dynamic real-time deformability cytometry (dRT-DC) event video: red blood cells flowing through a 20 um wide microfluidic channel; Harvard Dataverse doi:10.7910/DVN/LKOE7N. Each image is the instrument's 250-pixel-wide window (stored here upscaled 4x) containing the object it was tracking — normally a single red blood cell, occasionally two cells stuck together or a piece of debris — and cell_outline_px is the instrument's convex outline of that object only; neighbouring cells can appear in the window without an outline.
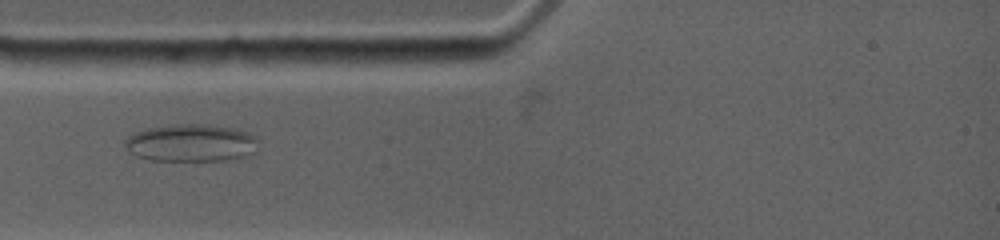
{"species": "common noctule bat (a hibernating species)", "species_latin": "Nyctalus noctula", "temperature_condition": "warm", "stored_images_in_passage": 9, "camera_frame_rate_fps": 4500, "um_per_image_px": 0.085, "animal": {"sex": "female", "body_mass_g": 19.0, "forearm_length_mm": 53.3}, "frame": {"image": 1, "passage_image": 5, "time_ms": 2.889, "image_size_px": [1000, 240], "cell_outline_px": [[260, 136], [256, 152], [240, 160], [152, 160], [136, 156], [124, 144], [124, 140], [128, 136], [136, 132], [148, 128], [172, 124], [208, 124], [232, 128], [248, 132]], "centroid_in_image_um": [16.35, 12.15], "position_along_channel_um": 68.7, "area_um2": 29.59}}
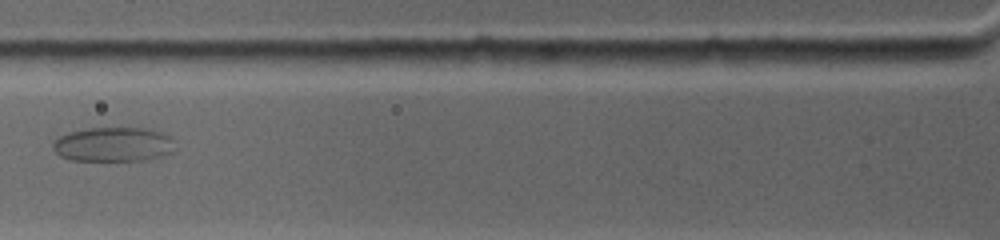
{"frame": {"image": 2, "passage_image": 7, "time_ms": 4.222, "image_size_px": [1000, 240], "cell_outline_px": [[172, 152], [160, 156], [144, 160], [72, 160], [60, 156], [52, 148], [52, 144], [60, 136], [68, 132], [88, 128], [152, 128], [164, 132], [172, 136]], "centroid_in_image_um": [9.64, 12.26], "position_along_channel_um": 116.2, "area_um2": 24.51}}